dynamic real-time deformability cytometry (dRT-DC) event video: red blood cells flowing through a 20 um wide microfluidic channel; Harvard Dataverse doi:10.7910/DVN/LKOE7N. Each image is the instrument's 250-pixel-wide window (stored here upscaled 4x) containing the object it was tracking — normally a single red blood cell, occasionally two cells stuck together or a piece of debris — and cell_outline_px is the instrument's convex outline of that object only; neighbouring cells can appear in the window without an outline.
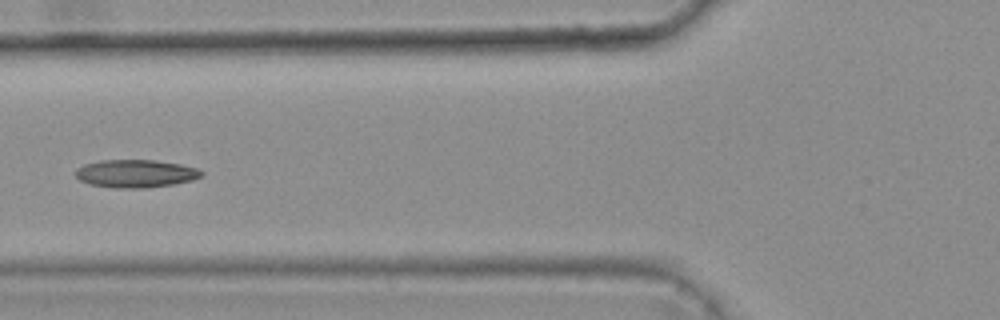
{"species": "common noctule bat (a hibernating species)", "species_latin": "Nyctalus noctula", "temperature_condition": "warm", "stored_images_in_passage": 7, "camera_frame_rate_fps": 3000, "um_per_image_px": 0.085, "animal": {"sex": "female", "body_mass_g": 25.1}, "frame": {"image": 1, "passage_image": 5, "time_ms": 1.333, "image_size_px": [1000, 320], "cell_outline_px": [[204, 172], [200, 176], [192, 180], [172, 184], [144, 188], [112, 188], [88, 184], [80, 180], [76, 176], [76, 168], [84, 164], [100, 160], [156, 160], [180, 164], [196, 168]], "centroid_in_image_um": [11.49, 14.75], "position_along_channel_um": 114.3, "area_um2": 20.46}}
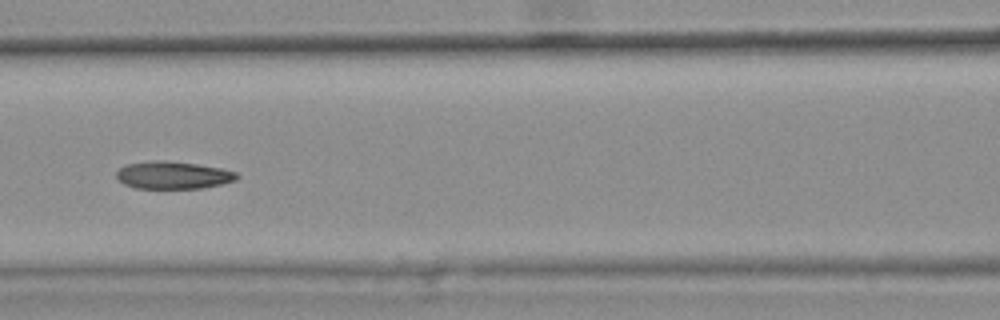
{"frame": {"image": 2, "passage_image": 6, "time_ms": 1.667, "image_size_px": [1000, 320], "cell_outline_px": [[240, 176], [236, 180], [224, 184], [204, 188], [136, 188], [124, 184], [116, 176], [116, 172], [120, 168], [128, 164], [196, 164], [220, 168], [236, 172]], "centroid_in_image_um": [14.81, 14.96], "position_along_channel_um": 151.8, "area_um2": 18.15}}